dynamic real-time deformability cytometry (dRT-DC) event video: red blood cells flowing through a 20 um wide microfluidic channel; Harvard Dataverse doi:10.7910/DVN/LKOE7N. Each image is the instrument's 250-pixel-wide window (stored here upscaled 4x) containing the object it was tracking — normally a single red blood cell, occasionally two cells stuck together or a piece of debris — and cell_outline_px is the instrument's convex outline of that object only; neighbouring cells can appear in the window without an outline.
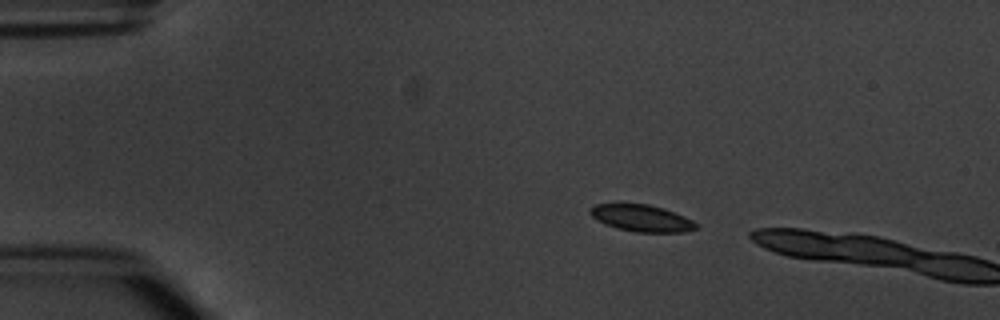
{"species": "common noctule bat (a hibernating species)", "species_latin": "Nyctalus noctula", "temperature_condition": "warm", "stored_images_in_passage": 3, "camera_frame_rate_fps": 3000, "um_per_image_px": 0.085, "animal": {"sex": "male", "body_mass_g": 20.1, "forearm_length_mm": 53.5}, "frame": {"image": 1, "passage_image": 1, "time_ms": 0.0, "image_size_px": [1000, 320], "cell_outline_px": [[696, 228], [684, 232], [636, 232], [616, 228], [604, 224], [596, 220], [588, 212], [588, 208], [596, 204], [648, 204], [664, 208], [684, 216], [692, 220], [696, 224]], "centroid_in_image_um": [54.49, 18.54], "position_along_channel_um": 30.5, "area_um2": 16.53}}